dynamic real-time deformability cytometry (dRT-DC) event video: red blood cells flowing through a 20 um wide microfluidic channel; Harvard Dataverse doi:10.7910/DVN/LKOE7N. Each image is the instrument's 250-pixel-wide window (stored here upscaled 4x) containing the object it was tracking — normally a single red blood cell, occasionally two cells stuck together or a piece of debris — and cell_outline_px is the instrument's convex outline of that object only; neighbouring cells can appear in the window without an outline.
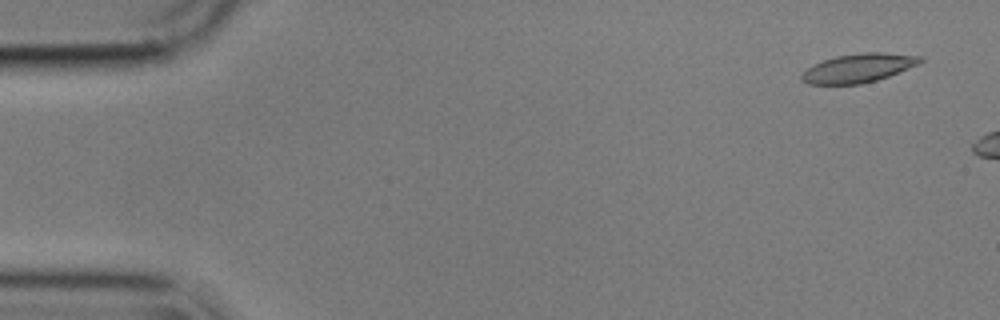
{"species": "common noctule bat (a hibernating species)", "species_latin": "Nyctalus noctula", "temperature_condition": "cold", "stored_images_in_passage": 6, "camera_frame_rate_fps": 3000, "um_per_image_px": 0.085, "animal": {"sex": "male", "body_mass_g": 17.9}, "frame": {"image": 1, "passage_image": 1, "time_ms": 0.0, "image_size_px": [1000, 320], "cell_outline_px": [[924, 60], [920, 64], [888, 76], [876, 80], [860, 84], [808, 84], [800, 80], [800, 76], [808, 68], [824, 60], [836, 56], [864, 52], [880, 52], [924, 56]], "centroid_in_image_um": [73.01, 5.78], "position_along_channel_um": 12.0, "area_um2": 19.83}}